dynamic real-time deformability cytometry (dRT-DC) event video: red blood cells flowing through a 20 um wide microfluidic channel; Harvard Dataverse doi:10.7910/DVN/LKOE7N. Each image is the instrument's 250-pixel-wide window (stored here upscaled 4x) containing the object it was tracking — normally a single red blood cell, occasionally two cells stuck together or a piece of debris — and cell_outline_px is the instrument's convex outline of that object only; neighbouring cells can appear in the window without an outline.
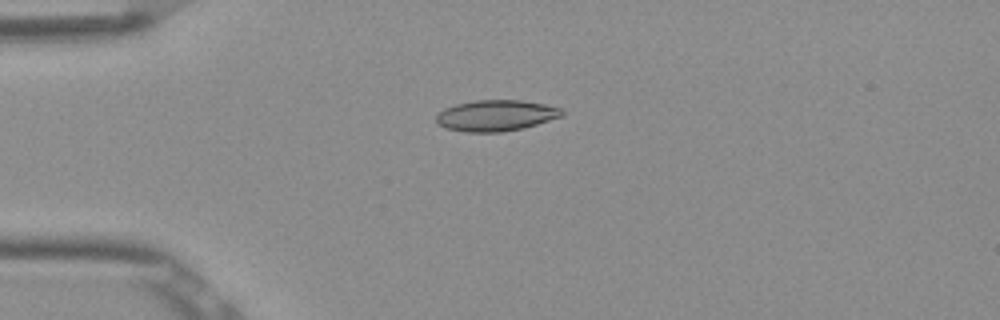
{"species": "Egyptian fruit bat (a non-hibernating species)", "species_latin": "Rousettus aegyptiacus", "temperature_condition": "room temperature", "stored_images_in_passage": 5, "camera_frame_rate_fps": 3000, "um_per_image_px": 0.085, "frame": {"image": 1, "passage_image": 4, "time_ms": 1.0, "image_size_px": [1000, 320], "cell_outline_px": [[564, 116], [524, 128], [500, 132], [464, 132], [444, 128], [436, 120], [436, 116], [444, 108], [456, 104], [476, 100], [520, 100], [544, 104], [564, 108]], "centroid_in_image_um": [42.19, 9.82], "position_along_channel_um": 42.8, "area_um2": 22.89}}